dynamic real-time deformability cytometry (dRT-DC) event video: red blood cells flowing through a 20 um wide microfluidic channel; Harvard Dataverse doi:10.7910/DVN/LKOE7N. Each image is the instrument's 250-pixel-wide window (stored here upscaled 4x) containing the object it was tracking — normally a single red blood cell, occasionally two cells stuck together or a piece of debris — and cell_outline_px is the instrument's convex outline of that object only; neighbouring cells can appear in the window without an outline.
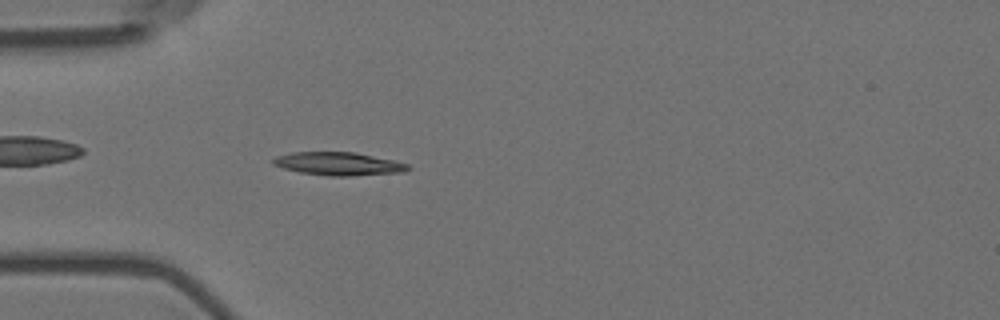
{"species": "Egyptian fruit bat (a non-hibernating species)", "species_latin": "Rousettus aegyptiacus", "temperature_condition": "room temperature", "stored_images_in_passage": 6, "camera_frame_rate_fps": 3000, "um_per_image_px": 0.085, "animal": {"sex": "female"}, "frame": {"image": 1, "passage_image": 6, "time_ms": 1.667, "image_size_px": [1000, 320], "cell_outline_px": [[412, 168], [404, 172], [348, 176], [328, 176], [300, 172], [284, 168], [272, 164], [272, 160], [276, 156], [292, 152], [356, 152], [396, 160], [408, 164]], "centroid_in_image_um": [28.82, 13.91], "position_along_channel_um": 56.2, "area_um2": 18.32}}